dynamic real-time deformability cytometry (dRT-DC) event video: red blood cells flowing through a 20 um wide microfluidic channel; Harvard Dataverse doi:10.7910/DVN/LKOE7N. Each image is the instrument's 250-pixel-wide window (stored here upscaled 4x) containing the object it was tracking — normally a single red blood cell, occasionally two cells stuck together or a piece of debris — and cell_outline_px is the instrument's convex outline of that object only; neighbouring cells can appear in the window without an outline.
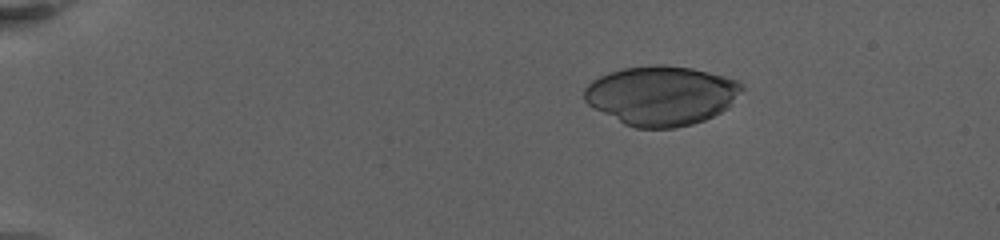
{"species": "human", "species_latin": "Homo sapiens", "temperature_condition": "warm", "stored_images_in_passage": 29, "camera_frame_rate_fps": 3000, "um_per_image_px": 0.085, "donor": {"sex": "female"}, "frame": {"image": 1, "passage_image": 4, "time_ms": 3.667, "image_size_px": [1000, 240], "cell_outline_px": [[744, 88], [728, 108], [704, 120], [692, 124], [676, 128], [636, 128], [624, 124], [588, 104], [584, 100], [584, 88], [592, 80], [608, 72], [624, 68], [652, 64], [664, 64], [692, 68], [724, 76], [736, 80]], "centroid_in_image_um": [56.2, 8.11], "position_along_channel_um": 28.8, "area_um2": 54.51}}
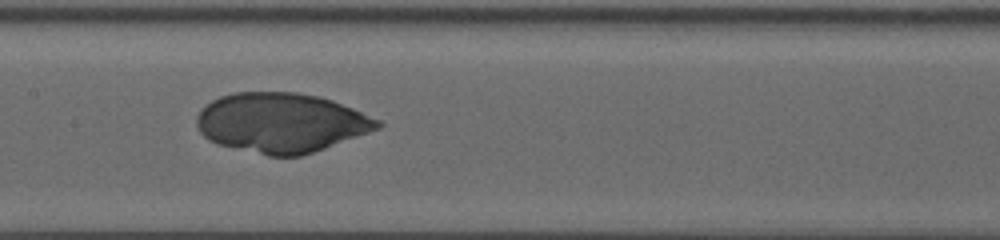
{"frame": {"image": 2, "passage_image": 14, "time_ms": 11.667, "image_size_px": [1000, 240], "cell_outline_px": [[384, 124], [380, 128], [324, 148], [300, 156], [268, 156], [216, 144], [208, 140], [200, 132], [196, 124], [196, 116], [200, 108], [204, 104], [220, 96], [232, 92], [296, 92], [316, 96], [332, 100], [352, 108], [380, 120]], "centroid_in_image_um": [23.85, 10.43], "position_along_channel_um": 183.6, "area_um2": 62.94}}
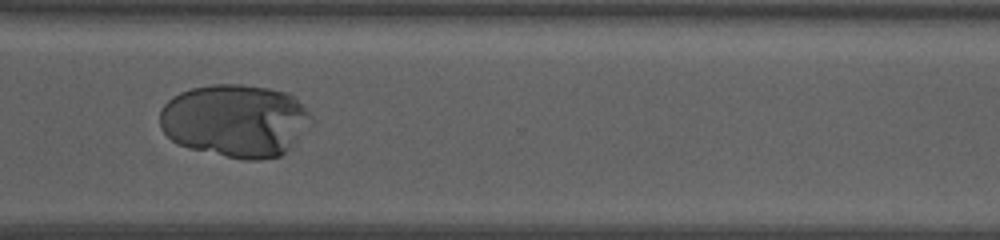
{"frame": {"image": 3, "passage_image": 22, "time_ms": 17.0, "image_size_px": [1000, 240], "cell_outline_px": [[308, 116], [292, 144], [280, 156], [256, 160], [244, 160], [188, 148], [176, 144], [160, 128], [160, 112], [164, 104], [172, 96], [180, 92], [192, 88], [212, 84], [240, 84], [268, 88], [288, 92], [296, 96], [308, 112]], "centroid_in_image_um": [19.89, 10.23], "position_along_channel_um": 350.7, "area_um2": 63.58}}